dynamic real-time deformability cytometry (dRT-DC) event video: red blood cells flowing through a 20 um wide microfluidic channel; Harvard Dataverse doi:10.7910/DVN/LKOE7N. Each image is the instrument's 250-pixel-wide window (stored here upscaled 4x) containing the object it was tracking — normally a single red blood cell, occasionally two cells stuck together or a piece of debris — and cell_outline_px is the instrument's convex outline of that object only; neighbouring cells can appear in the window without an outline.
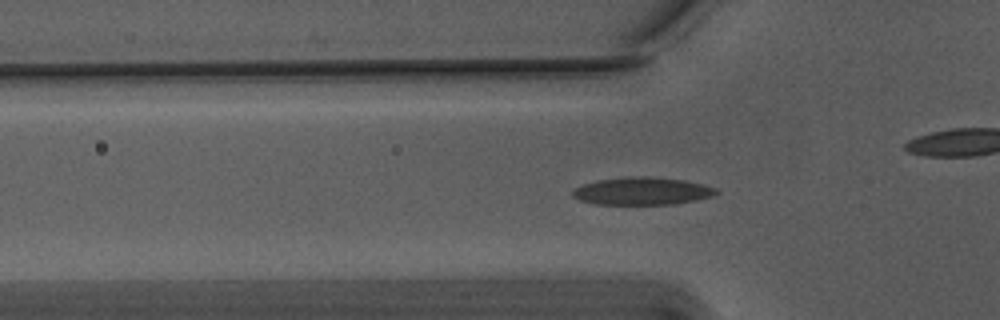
{"species": "Egyptian fruit bat (a non-hibernating species)", "species_latin": "Rousettus aegyptiacus", "temperature_condition": "warm", "stored_images_in_passage": 47, "camera_frame_rate_fps": 3000, "um_per_image_px": 0.085, "animal": {"sex": "male"}, "frame": {"image": 1, "passage_image": 18, "time_ms": 5.667, "image_size_px": [1000, 320], "cell_outline_px": [[720, 192], [712, 196], [696, 200], [676, 204], [596, 204], [580, 200], [572, 196], [572, 188], [584, 184], [600, 180], [632, 176], [648, 176], [684, 180], [704, 184], [716, 188]], "centroid_in_image_um": [54.61, 16.24], "position_along_channel_um": 71.2, "area_um2": 23.12}}
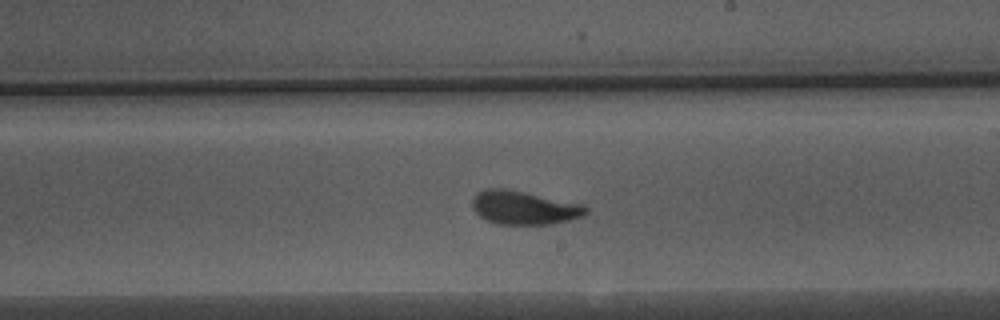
{"frame": {"image": 2, "passage_image": 32, "time_ms": 10.333, "image_size_px": [1000, 320], "cell_outline_px": [[588, 212], [584, 216], [552, 224], [496, 224], [480, 216], [472, 208], [472, 200], [480, 192], [488, 188], [504, 188], [524, 192], [580, 204], [588, 208]], "centroid_in_image_um": [44.54, 17.66], "position_along_channel_um": 244.5, "area_um2": 21.85}}
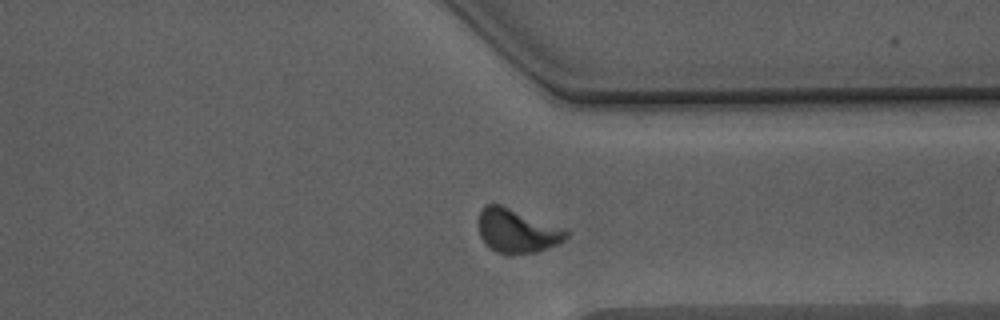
{"frame": {"image": 3, "passage_image": 42, "time_ms": 13.667, "image_size_px": [1000, 320], "cell_outline_px": [[568, 236], [564, 240], [556, 244], [536, 252], [508, 256], [496, 252], [488, 248], [484, 244], [480, 236], [480, 212], [484, 204], [500, 204], [564, 228], [568, 232]], "centroid_in_image_um": [43.92, 19.65], "position_along_channel_um": 367.5, "area_um2": 22.48}, "authors_computed_cell_mechanics": {"area_um2": 21.5594, "velocity_mm_per_s": 3.715, "shape_relaxation_time_tau1_ms": 3.3254, "shape_relaxation_time_tau2_ms": 1.0258, "deformation_change_tau1": 0.152, "deformation_change_tau2": 0.0698}}